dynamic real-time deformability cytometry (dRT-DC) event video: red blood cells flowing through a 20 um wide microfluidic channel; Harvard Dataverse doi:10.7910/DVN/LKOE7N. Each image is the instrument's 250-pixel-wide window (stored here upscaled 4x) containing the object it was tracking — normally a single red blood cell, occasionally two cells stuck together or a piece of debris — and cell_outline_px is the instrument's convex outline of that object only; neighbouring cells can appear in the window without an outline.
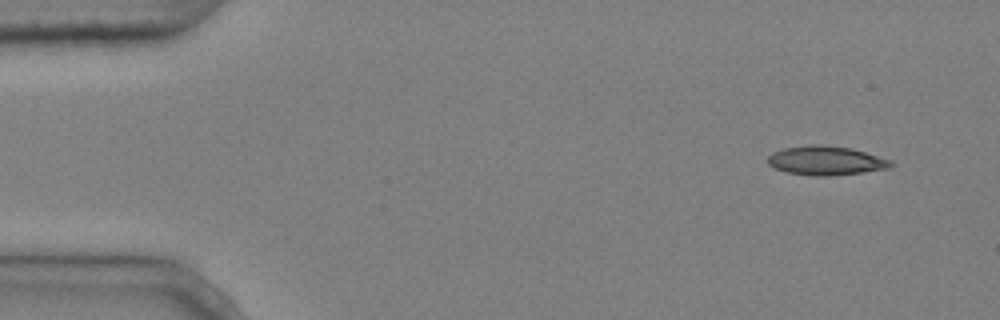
{"species": "common noctule bat (a hibernating species)", "species_latin": "Nyctalus noctula", "temperature_condition": "cold", "stored_images_in_passage": 3, "camera_frame_rate_fps": 3000, "um_per_image_px": 0.085, "animal": {"sex": "male", "body_mass_g": 20.4}, "frame": {"image": 1, "passage_image": 1, "time_ms": 0.0, "image_size_px": [1000, 320], "cell_outline_px": [[896, 164], [888, 168], [860, 172], [828, 176], [812, 176], [788, 172], [776, 168], [768, 164], [768, 156], [772, 152], [784, 148], [808, 144], [820, 144], [852, 148], [892, 160]], "centroid_in_image_um": [70.21, 13.63], "position_along_channel_um": 14.8, "area_um2": 20.87}}